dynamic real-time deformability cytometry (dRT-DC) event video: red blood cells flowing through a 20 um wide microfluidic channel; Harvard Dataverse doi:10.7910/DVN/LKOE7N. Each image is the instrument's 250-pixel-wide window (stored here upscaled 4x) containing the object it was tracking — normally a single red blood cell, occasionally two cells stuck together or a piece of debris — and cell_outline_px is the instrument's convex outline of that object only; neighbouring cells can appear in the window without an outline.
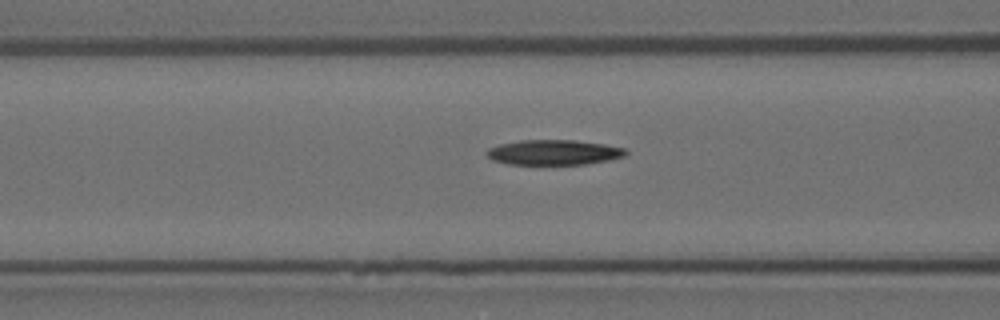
{"species": "Egyptian fruit bat (a non-hibernating species)", "species_latin": "Rousettus aegyptiacus", "temperature_condition": "room temperature", "stored_images_in_passage": 38, "camera_frame_rate_fps": 3000, "um_per_image_px": 0.085, "animal": {"sex": "female"}, "frame": {"image": 1, "passage_image": 15, "time_ms": 4.667, "image_size_px": [1000, 320], "cell_outline_px": [[628, 152], [624, 156], [612, 160], [584, 164], [508, 164], [492, 160], [484, 152], [488, 148], [500, 144], [520, 140], [576, 140], [604, 144], [624, 148]], "centroid_in_image_um": [47.07, 12.95], "position_along_channel_um": 119.5, "area_um2": 20.4}}
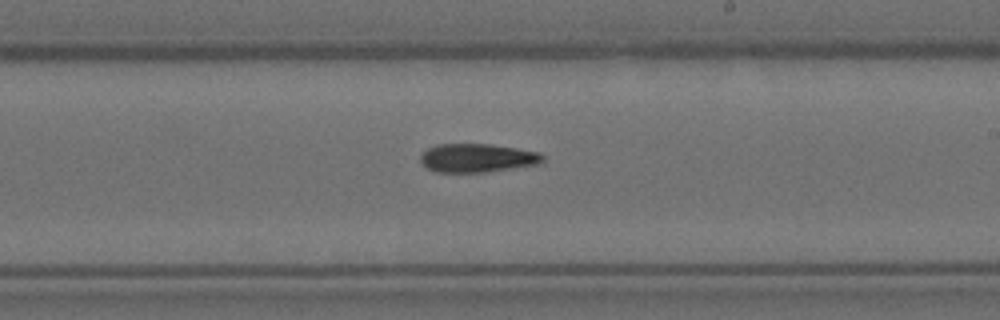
{"frame": {"image": 2, "passage_image": 26, "time_ms": 8.333, "image_size_px": [1000, 320], "cell_outline_px": [[544, 160], [540, 164], [484, 172], [436, 172], [428, 168], [420, 160], [420, 156], [428, 148], [436, 144], [488, 144], [516, 148], [540, 152], [544, 156]], "centroid_in_image_um": [40.59, 13.42], "position_along_channel_um": 248.4, "area_um2": 20.29}}
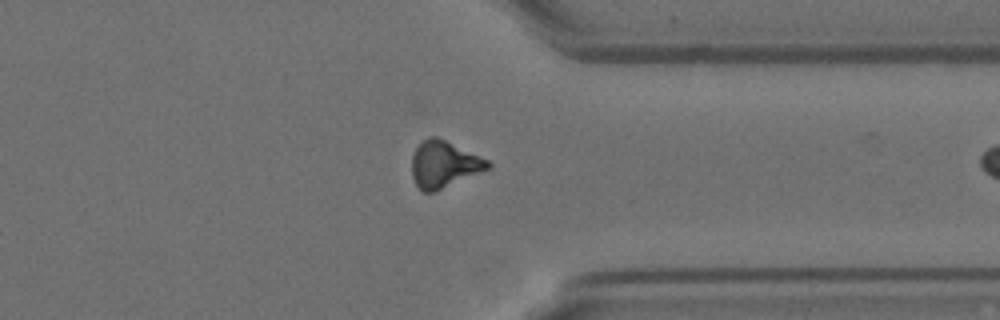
{"frame": {"image": 3, "passage_image": 37, "time_ms": 12.0, "image_size_px": [1000, 320], "cell_outline_px": [[492, 168], [432, 192], [424, 192], [416, 184], [412, 176], [412, 156], [416, 148], [428, 136], [436, 136], [488, 160], [492, 164]], "centroid_in_image_um": [37.75, 13.96], "position_along_channel_um": 373.7, "area_um2": 20.35}}